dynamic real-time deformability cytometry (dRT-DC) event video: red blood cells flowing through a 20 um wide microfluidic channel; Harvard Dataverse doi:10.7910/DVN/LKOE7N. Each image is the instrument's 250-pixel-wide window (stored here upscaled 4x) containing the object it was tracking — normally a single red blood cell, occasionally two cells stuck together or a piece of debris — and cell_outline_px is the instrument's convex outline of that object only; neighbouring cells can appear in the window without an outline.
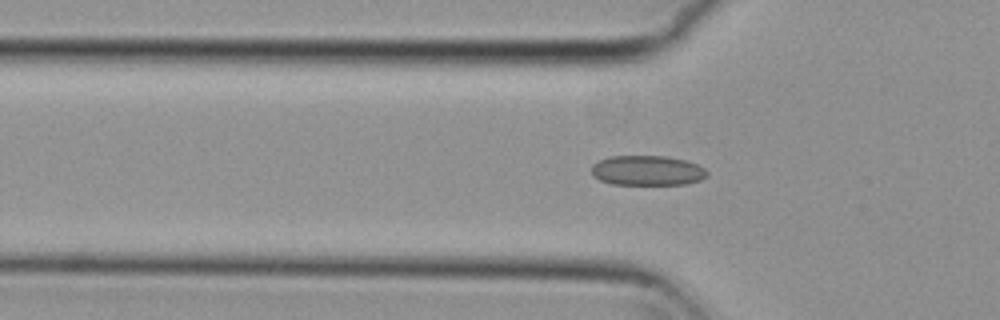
{"species": "common noctule bat (a hibernating species)", "species_latin": "Nyctalus noctula", "temperature_condition": "cold", "stored_images_in_passage": 48, "camera_frame_rate_fps": 3000, "um_per_image_px": 0.085, "animal": {"sex": "female", "body_mass_g": 29.2, "forearm_length_mm": 56.3}, "frame": {"image": 1, "passage_image": 17, "time_ms": 5.333, "image_size_px": [1000, 320], "cell_outline_px": [[708, 176], [700, 180], [688, 184], [612, 184], [600, 180], [592, 176], [592, 164], [600, 160], [612, 156], [664, 156], [684, 160], [696, 164], [704, 168], [708, 172]], "centroid_in_image_um": [55.02, 14.5], "position_along_channel_um": 70.8, "area_um2": 20.11}}
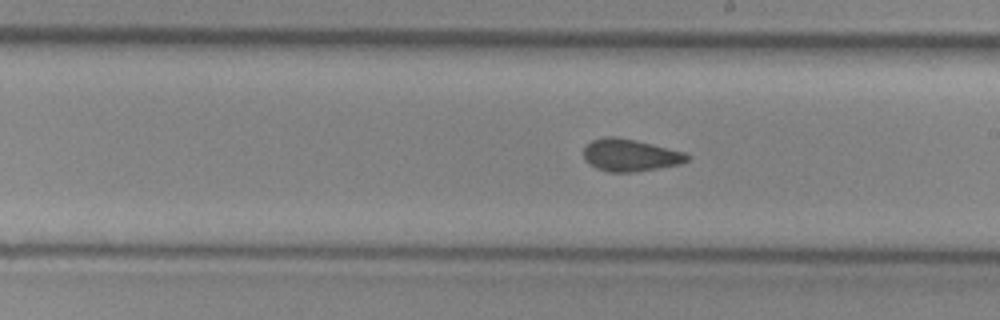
{"frame": {"image": 2, "passage_image": 30, "time_ms": 9.667, "image_size_px": [1000, 320], "cell_outline_px": [[692, 156], [688, 160], [680, 164], [636, 172], [608, 172], [596, 168], [584, 160], [584, 148], [592, 140], [604, 136], [616, 136], [636, 140], [684, 152]], "centroid_in_image_um": [53.56, 13.19], "position_along_channel_um": 235.4, "area_um2": 19.54}}
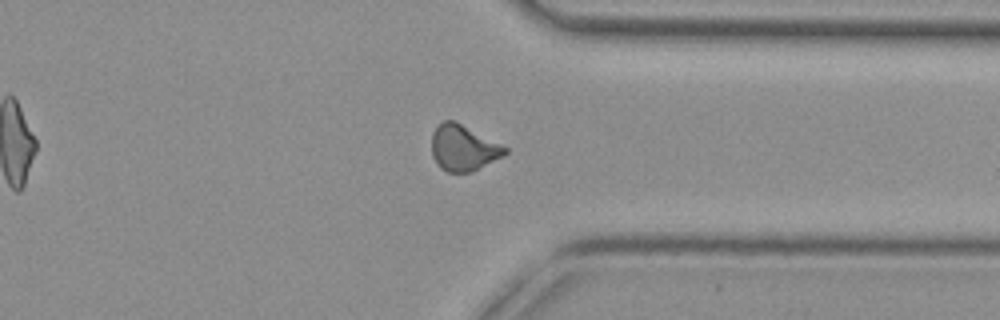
{"frame": {"image": 3, "passage_image": 41, "time_ms": 13.333, "image_size_px": [1000, 320], "cell_outline_px": [[508, 152], [504, 156], [472, 172], [448, 172], [440, 168], [436, 164], [432, 156], [432, 132], [444, 120], [456, 120], [508, 148]], "centroid_in_image_um": [39.38, 12.58], "position_along_channel_um": 372.0, "area_um2": 19.77}, "authors_computed_cell_mechanics": {"area_um2": 19.5942, "velocity_mm_per_s": 3.7887, "shape_relaxation_time_tau1_ms": null, "shape_relaxation_time_tau2_ms": 2.3809, "deformation_change_tau1": null, "deformation_change_tau2": 0.0585}}